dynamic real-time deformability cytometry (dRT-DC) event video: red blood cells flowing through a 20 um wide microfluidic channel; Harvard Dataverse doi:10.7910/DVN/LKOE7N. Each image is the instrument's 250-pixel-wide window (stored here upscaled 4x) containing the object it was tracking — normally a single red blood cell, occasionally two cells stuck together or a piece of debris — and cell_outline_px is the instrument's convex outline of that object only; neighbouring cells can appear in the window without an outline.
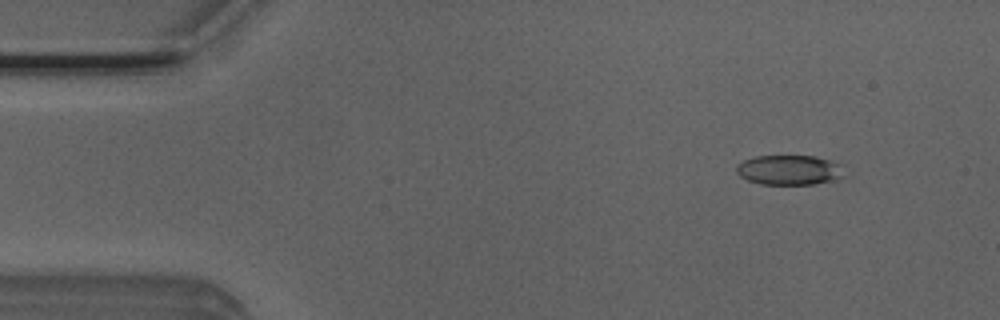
{"species": "Egyptian fruit bat (a non-hibernating species)", "species_latin": "Rousettus aegyptiacus", "temperature_condition": "room temperature", "stored_images_in_passage": 5, "camera_frame_rate_fps": 3000, "um_per_image_px": 0.085, "animal": {"sex": "male"}, "frame": {"image": 1, "passage_image": 2, "time_ms": 0.333, "image_size_px": [1000, 320], "cell_outline_px": [[844, 176], [816, 184], [760, 184], [748, 180], [740, 176], [736, 172], [736, 164], [744, 160], [756, 156], [816, 156], [840, 164]], "centroid_in_image_um": [67.04, 14.44], "position_along_channel_um": 18.0, "area_um2": 18.61}}